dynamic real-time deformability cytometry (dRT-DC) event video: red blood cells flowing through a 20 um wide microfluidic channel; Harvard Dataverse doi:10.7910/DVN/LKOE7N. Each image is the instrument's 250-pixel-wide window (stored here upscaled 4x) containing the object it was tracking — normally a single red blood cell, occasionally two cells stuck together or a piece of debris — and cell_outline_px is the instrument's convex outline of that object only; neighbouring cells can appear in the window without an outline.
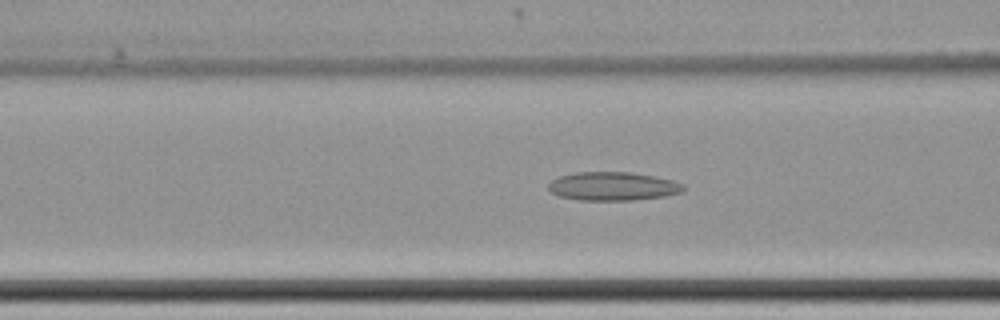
{"species": "common noctule bat (a hibernating species)", "species_latin": "Nyctalus noctula", "temperature_condition": "cold", "stored_images_in_passage": 35, "camera_frame_rate_fps": 3000, "um_per_image_px": 0.085, "animal": {"sex": "female", "body_mass_g": 22.7, "forearm_length_mm": 54.2}, "frame": {"image": 1, "passage_image": 7, "time_ms": 2.0, "image_size_px": [1000, 320], "cell_outline_px": [[684, 188], [680, 192], [664, 196], [632, 200], [580, 200], [560, 196], [552, 192], [548, 188], [548, 184], [552, 180], [560, 176], [576, 172], [632, 172], [672, 180], [684, 184]], "centroid_in_image_um": [52.08, 15.83], "position_along_channel_um": 114.5, "area_um2": 22.25}}
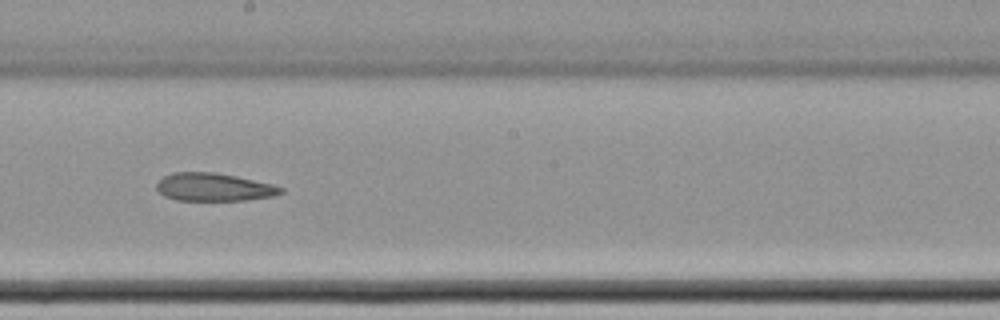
{"frame": {"image": 2, "passage_image": 17, "time_ms": 5.333, "image_size_px": [1000, 320], "cell_outline_px": [[284, 192], [276, 196], [248, 200], [176, 200], [164, 196], [156, 188], [156, 184], [164, 176], [172, 172], [216, 172], [236, 176], [272, 184], [284, 188]], "centroid_in_image_um": [18.2, 15.9], "position_along_channel_um": 230.0, "area_um2": 20.35}}
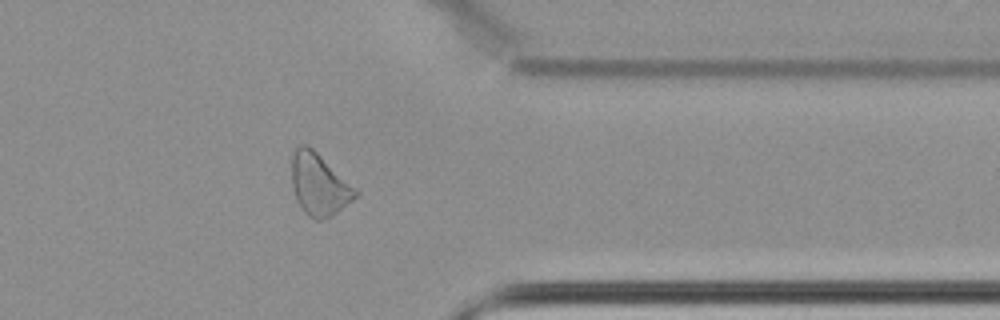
{"frame": {"image": 3, "passage_image": 31, "time_ms": 10.0, "image_size_px": [1000, 320], "cell_outline_px": [[360, 192], [352, 200], [332, 216], [324, 220], [316, 220], [308, 216], [304, 212], [296, 200], [292, 184], [292, 152], [300, 144], [308, 144], [356, 188]], "centroid_in_image_um": [27.11, 15.68], "position_along_channel_um": 384.3, "area_um2": 23.0}}